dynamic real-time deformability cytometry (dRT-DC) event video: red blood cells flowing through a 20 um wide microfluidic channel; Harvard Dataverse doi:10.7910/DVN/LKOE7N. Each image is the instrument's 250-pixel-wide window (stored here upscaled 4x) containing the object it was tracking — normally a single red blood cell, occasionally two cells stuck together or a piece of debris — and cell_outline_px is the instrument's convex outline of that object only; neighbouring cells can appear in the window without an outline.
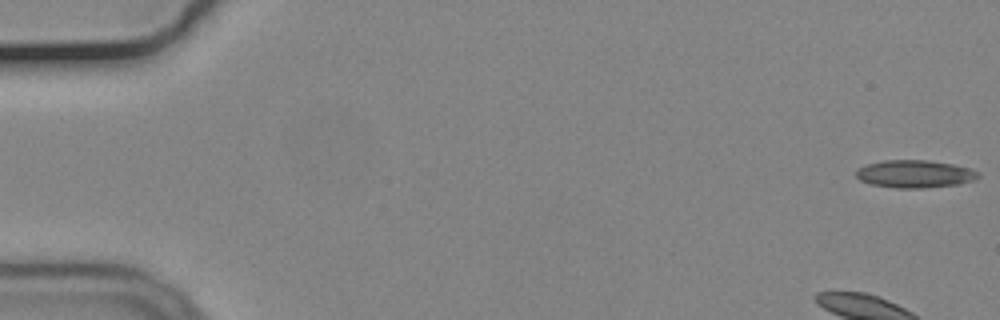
{"species": "common noctule bat (a hibernating species)", "species_latin": "Nyctalus noctula", "temperature_condition": "cold", "stored_images_in_passage": 55, "camera_frame_rate_fps": 3000, "um_per_image_px": 0.085, "animal": {"sex": "male", "body_mass_g": 19.2, "forearm_length_mm": 51.8}, "frame": {"image": 1, "passage_image": 1, "time_ms": 0.0, "image_size_px": [1000, 320], "cell_outline_px": [[980, 176], [976, 180], [960, 184], [924, 188], [896, 188], [872, 184], [860, 180], [856, 176], [856, 168], [868, 164], [884, 160], [928, 160], [952, 164], [972, 168], [980, 172]], "centroid_in_image_um": [77.81, 14.78], "position_along_channel_um": 7.2, "area_um2": 19.88}, "authors_computed_cell_mechanics": {"area_um2": 17.2244, "velocity_mm_per_s": 3.6396, "shape_relaxation_time_tau1_ms": 7.6951, "shape_relaxation_time_tau2_ms": null, "deformation_change_tau1": 0.0923, "deformation_change_tau2": null}}